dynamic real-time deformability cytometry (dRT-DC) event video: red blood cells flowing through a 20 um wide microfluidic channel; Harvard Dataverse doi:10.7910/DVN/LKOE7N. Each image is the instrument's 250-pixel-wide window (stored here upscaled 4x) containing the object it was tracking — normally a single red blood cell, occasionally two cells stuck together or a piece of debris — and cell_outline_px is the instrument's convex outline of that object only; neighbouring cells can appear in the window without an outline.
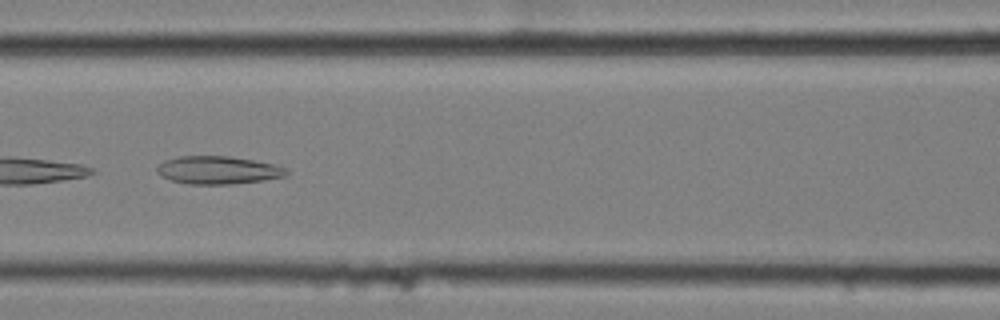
{"species": "common noctule bat (a hibernating species)", "species_latin": "Nyctalus noctula", "temperature_condition": "cold", "stored_images_in_passage": 12, "camera_frame_rate_fps": 3000, "um_per_image_px": 0.085, "animal": {"sex": "female", "body_mass_g": 25.1}, "frame": {"image": 1, "passage_image": 7, "time_ms": 2.0, "image_size_px": [1000, 320], "cell_outline_px": [[288, 172], [284, 176], [264, 180], [232, 184], [188, 184], [172, 180], [160, 176], [156, 172], [156, 168], [164, 160], [180, 156], [228, 156], [252, 160], [272, 164], [284, 168]], "centroid_in_image_um": [18.47, 14.46], "position_along_channel_um": 148.1, "area_um2": 20.87}}
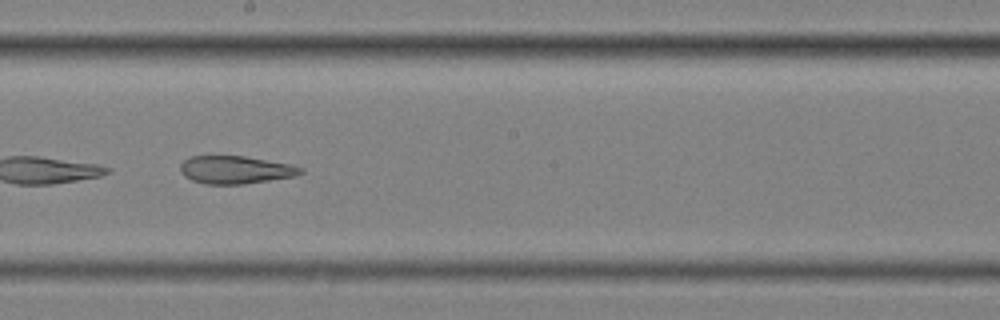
{"frame": {"image": 2, "passage_image": 9, "time_ms": 2.667, "image_size_px": [1000, 320], "cell_outline_px": [[304, 172], [296, 176], [240, 184], [204, 184], [192, 180], [184, 176], [180, 172], [180, 164], [188, 156], [244, 156], [292, 164], [304, 168]], "centroid_in_image_um": [20.01, 14.42], "position_along_channel_um": 228.2, "area_um2": 19.59}}